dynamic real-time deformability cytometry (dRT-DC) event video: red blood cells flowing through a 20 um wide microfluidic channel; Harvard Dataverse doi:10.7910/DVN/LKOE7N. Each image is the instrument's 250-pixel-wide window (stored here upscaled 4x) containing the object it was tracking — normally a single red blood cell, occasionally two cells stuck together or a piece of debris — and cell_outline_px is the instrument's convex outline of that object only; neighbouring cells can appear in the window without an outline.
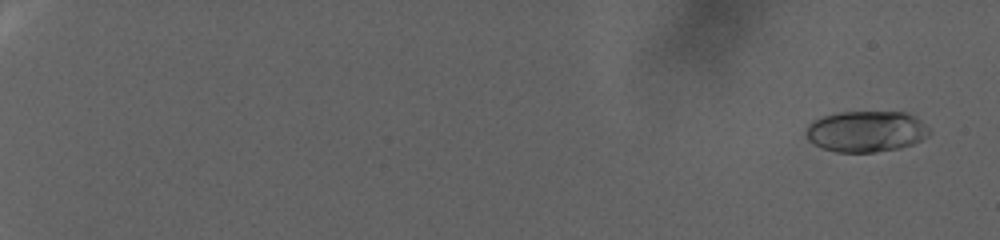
{"species": "human", "species_latin": "Homo sapiens", "temperature_condition": "warm", "stored_images_in_passage": 100, "camera_frame_rate_fps": 3000, "um_per_image_px": 0.085, "donor": {"sex": "female"}, "frame": {"image": 1, "passage_image": 6, "time_ms": 1.667, "image_size_px": [1000, 240], "cell_outline_px": [[932, 132], [928, 136], [912, 144], [896, 148], [872, 152], [836, 152], [824, 148], [808, 140], [804, 132], [808, 124], [812, 120], [820, 116], [836, 112], [908, 112], [916, 116]], "centroid_in_image_um": [73.59, 11.15], "position_along_channel_um": 11.4, "area_um2": 29.65}}
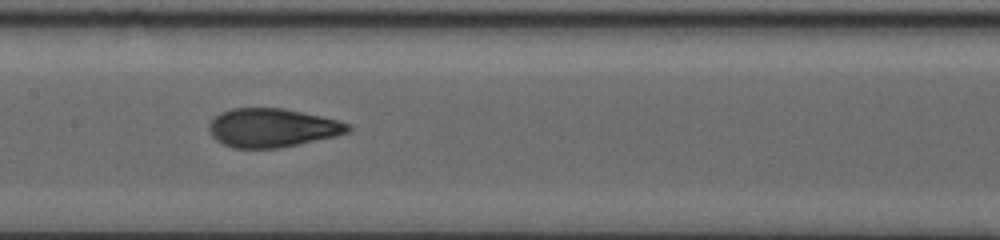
{"frame": {"image": 2, "passage_image": 60, "time_ms": 19.667, "image_size_px": [1000, 240], "cell_outline_px": [[352, 128], [348, 132], [336, 136], [280, 148], [232, 148], [216, 140], [212, 136], [208, 128], [208, 124], [220, 112], [232, 108], [284, 108], [320, 116], [352, 124]], "centroid_in_image_um": [23.14, 10.86], "position_along_channel_um": 184.3, "area_um2": 31.39}}
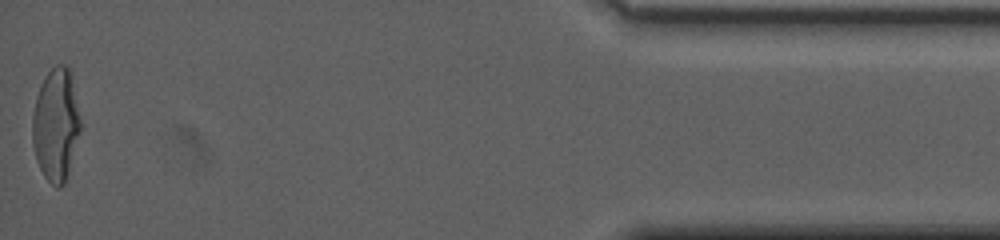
{"frame": {"image": 3, "passage_image": 100, "time_ms": 33.0, "image_size_px": [1000, 240], "cell_outline_px": [[80, 132], [64, 184], [60, 188], [56, 188], [44, 176], [36, 160], [32, 144], [32, 116], [36, 96], [40, 84], [44, 76], [56, 64], [68, 64], [72, 72], [80, 120]], "centroid_in_image_um": [4.74, 10.55], "position_along_channel_um": 430.5, "area_um2": 31.85}, "authors_computed_cell_mechanics": {"area_um2": 30.2583, "velocity_mm_per_s": 2.3184, "shape_relaxation_time_tau1_ms": null, "shape_relaxation_time_tau2_ms": 1.2977, "deformation_change_tau1": null, "deformation_change_tau2": 0.0701}}